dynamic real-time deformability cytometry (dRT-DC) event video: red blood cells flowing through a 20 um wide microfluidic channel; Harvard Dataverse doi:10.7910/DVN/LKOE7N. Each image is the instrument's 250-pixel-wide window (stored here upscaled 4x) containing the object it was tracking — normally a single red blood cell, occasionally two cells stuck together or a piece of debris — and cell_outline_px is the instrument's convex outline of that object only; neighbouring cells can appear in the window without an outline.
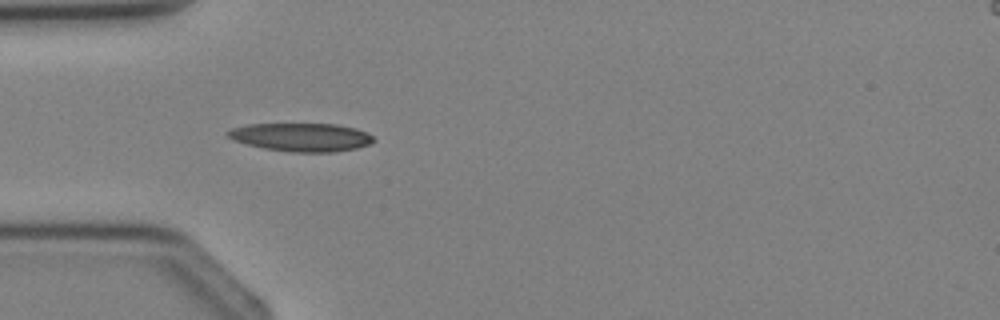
{"species": "Egyptian fruit bat (a non-hibernating species)", "species_latin": "Rousettus aegyptiacus", "temperature_condition": "cold", "stored_images_in_passage": 3, "camera_frame_rate_fps": 3000, "um_per_image_px": 0.085, "animal": {"sex": "female"}, "frame": {"image": 1, "passage_image": 3, "time_ms": 2.333, "image_size_px": [1000, 320], "cell_outline_px": [[376, 140], [368, 144], [356, 148], [336, 152], [292, 152], [264, 148], [232, 140], [224, 132], [232, 128], [248, 124], [336, 124], [356, 128], [368, 132]], "centroid_in_image_um": [25.62, 11.65], "position_along_channel_um": 59.4, "area_um2": 24.1}}